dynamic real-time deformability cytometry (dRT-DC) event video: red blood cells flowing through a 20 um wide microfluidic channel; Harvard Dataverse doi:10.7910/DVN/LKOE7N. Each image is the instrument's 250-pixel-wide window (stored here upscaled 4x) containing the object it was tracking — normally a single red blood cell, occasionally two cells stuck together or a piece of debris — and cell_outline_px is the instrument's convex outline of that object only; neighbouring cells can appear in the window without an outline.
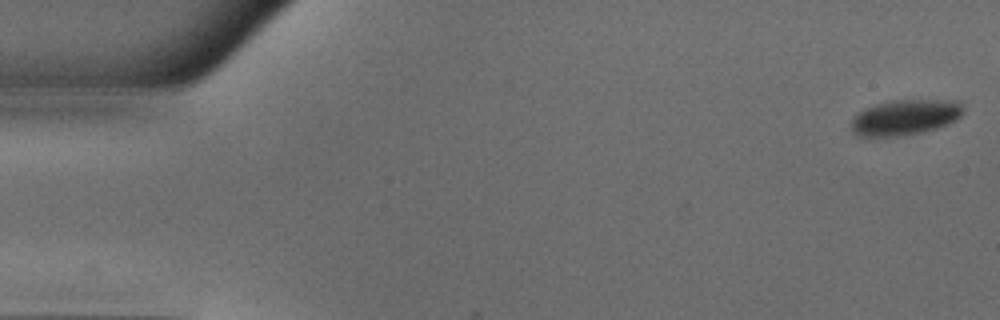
{"species": "common noctule bat (a hibernating species)", "species_latin": "Nyctalus noctula", "temperature_condition": "warm", "stored_images_in_passage": 50, "camera_frame_rate_fps": 3000, "um_per_image_px": 0.085, "animal": {"sex": "male", "body_mass_g": 18.8}, "frame": {"image": 1, "passage_image": 1, "time_ms": 0.0, "image_size_px": [1000, 320], "cell_outline_px": [[964, 112], [956, 120], [936, 128], [920, 132], [896, 136], [856, 136], [852, 132], [852, 116], [856, 112], [864, 108], [888, 100], [960, 100], [964, 108]], "centroid_in_image_um": [76.92, 9.95], "position_along_channel_um": 8.1, "area_um2": 23.35}}
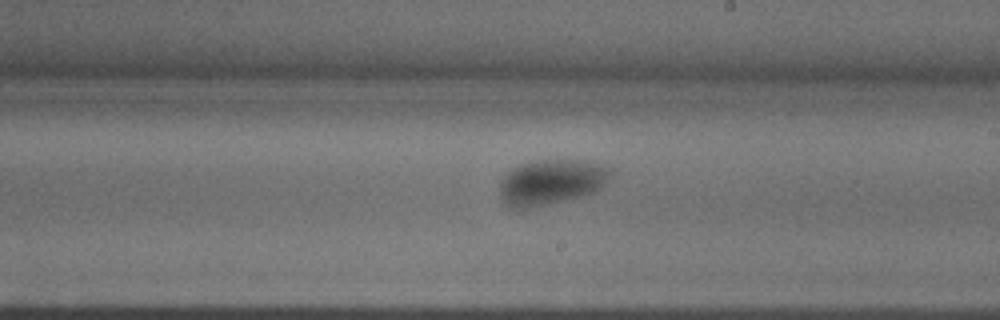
{"frame": {"image": 2, "passage_image": 29, "time_ms": 9.333, "image_size_px": [1000, 320], "cell_outline_px": [[612, 172], [604, 184], [600, 188], [592, 192], [580, 196], [528, 208], [512, 208], [500, 196], [500, 184], [504, 176], [512, 168], [520, 164], [536, 160], [588, 160], [612, 168]], "centroid_in_image_um": [46.87, 15.44], "position_along_channel_um": 242.1, "area_um2": 28.9}}
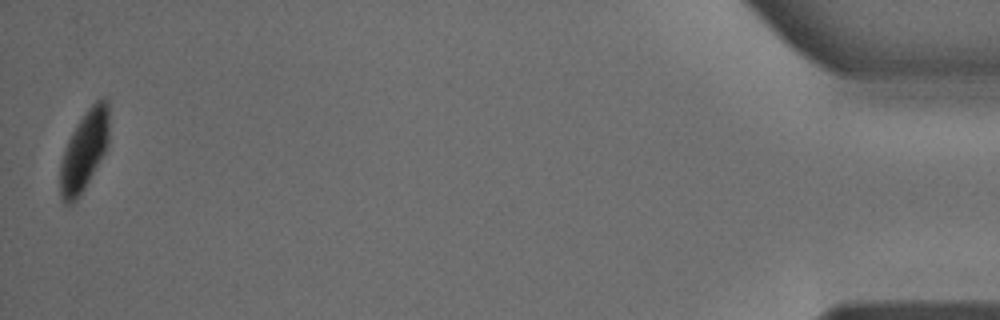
{"frame": {"image": 3, "passage_image": 50, "time_ms": 16.333, "image_size_px": [1000, 320], "cell_outline_px": [[108, 144], [104, 152], [80, 196], [72, 204], [64, 204], [60, 196], [60, 164], [64, 148], [72, 132], [88, 108], [100, 96], [104, 96], [108, 100]], "centroid_in_image_um": [7.14, 12.81], "position_along_channel_um": 428.1, "area_um2": 22.66}, "authors_computed_cell_mechanics": {"area_um2": 26.877, "velocity_mm_per_s": 3.9692, "shape_relaxation_time_tau1_ms": 4.029, "shape_relaxation_time_tau2_ms": null, "deformation_change_tau1": 0.1022, "deformation_change_tau2": null}}